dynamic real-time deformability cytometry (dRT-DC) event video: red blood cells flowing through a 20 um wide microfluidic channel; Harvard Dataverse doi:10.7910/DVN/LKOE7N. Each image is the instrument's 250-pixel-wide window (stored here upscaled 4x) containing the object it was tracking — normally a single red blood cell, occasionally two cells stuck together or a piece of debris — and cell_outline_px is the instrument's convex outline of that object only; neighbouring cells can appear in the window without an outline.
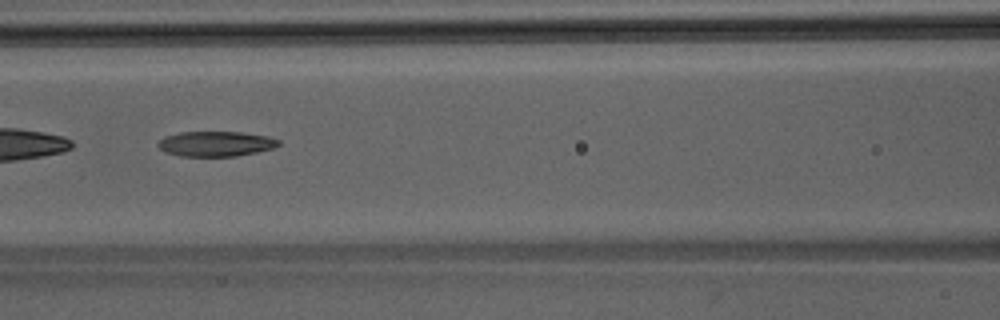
{"species": "Egyptian fruit bat (a non-hibernating species)", "species_latin": "Rousettus aegyptiacus", "temperature_condition": "room temperature", "stored_images_in_passage": 8, "camera_frame_rate_fps": 3000, "um_per_image_px": 0.085, "animal": {"sex": "male"}, "frame": {"image": 1, "passage_image": 7, "time_ms": 2.0, "image_size_px": [1000, 320], "cell_outline_px": [[280, 144], [272, 148], [256, 152], [236, 156], [180, 156], [164, 152], [156, 144], [164, 136], [180, 132], [240, 132], [268, 136], [280, 140]], "centroid_in_image_um": [18.32, 12.22], "position_along_channel_um": 148.3, "area_um2": 17.63}}